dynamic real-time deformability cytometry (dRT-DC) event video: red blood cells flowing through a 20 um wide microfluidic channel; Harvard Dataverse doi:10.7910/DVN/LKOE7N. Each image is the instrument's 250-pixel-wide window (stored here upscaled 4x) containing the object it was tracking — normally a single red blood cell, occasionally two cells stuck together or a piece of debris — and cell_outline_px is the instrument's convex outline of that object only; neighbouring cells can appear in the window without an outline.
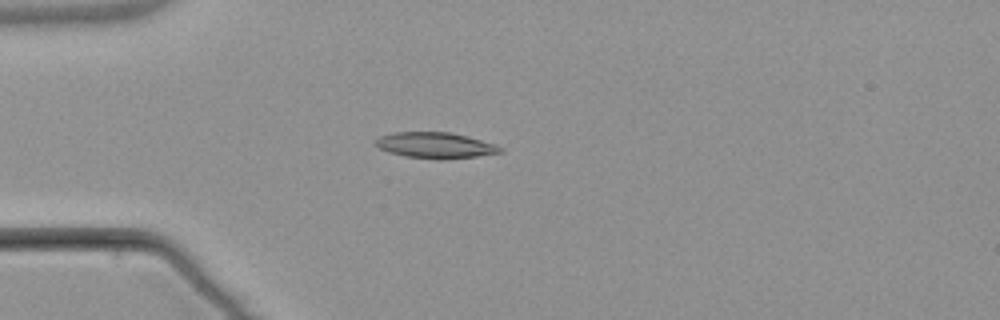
{"species": "common noctule bat (a hibernating species)", "species_latin": "Nyctalus noctula", "temperature_condition": "warm", "stored_images_in_passage": 5, "camera_frame_rate_fps": 3000, "um_per_image_px": 0.085, "animal": {"sex": "male", "body_mass_g": 21.5, "forearm_length_mm": 52.0}, "frame": {"image": 1, "passage_image": 4, "time_ms": 4.667, "image_size_px": [1000, 320], "cell_outline_px": [[504, 152], [476, 156], [444, 160], [440, 160], [404, 156], [388, 152], [372, 144], [372, 140], [380, 136], [396, 132], [448, 132], [496, 144], [504, 148]], "centroid_in_image_um": [36.97, 12.36], "position_along_channel_um": 48.0, "area_um2": 18.96}}